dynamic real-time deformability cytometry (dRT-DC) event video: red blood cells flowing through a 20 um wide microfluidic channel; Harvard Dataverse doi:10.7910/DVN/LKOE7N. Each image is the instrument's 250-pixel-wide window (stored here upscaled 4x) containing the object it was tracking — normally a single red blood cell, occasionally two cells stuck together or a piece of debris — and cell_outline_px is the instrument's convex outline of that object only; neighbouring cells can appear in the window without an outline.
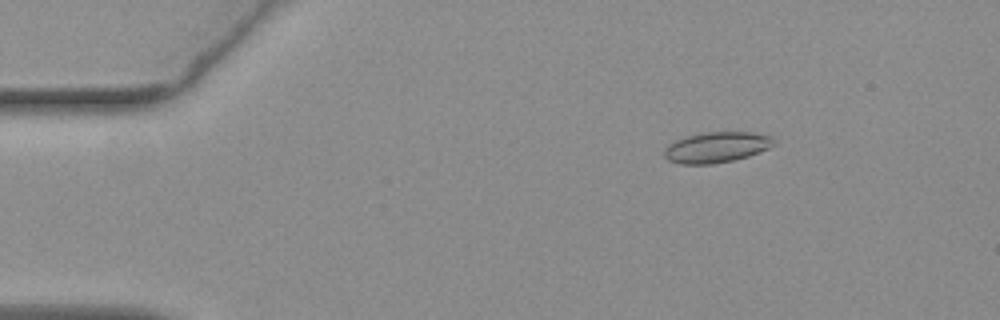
{"species": "common noctule bat (a hibernating species)", "species_latin": "Nyctalus noctula", "temperature_condition": "warm", "stored_images_in_passage": 56, "camera_frame_rate_fps": 3000, "um_per_image_px": 0.085, "animal": {"sex": "female", "body_mass_g": 19.3, "forearm_length_mm": 54.1}, "frame": {"image": 1, "passage_image": 9, "time_ms": 2.667, "image_size_px": [1000, 320], "cell_outline_px": [[776, 144], [768, 148], [748, 156], [732, 160], [712, 164], [680, 164], [668, 160], [664, 156], [664, 148], [668, 144], [684, 136], [700, 132], [752, 132], [772, 136], [776, 140]], "centroid_in_image_um": [60.89, 12.5], "position_along_channel_um": 24.1, "area_um2": 19.77}}
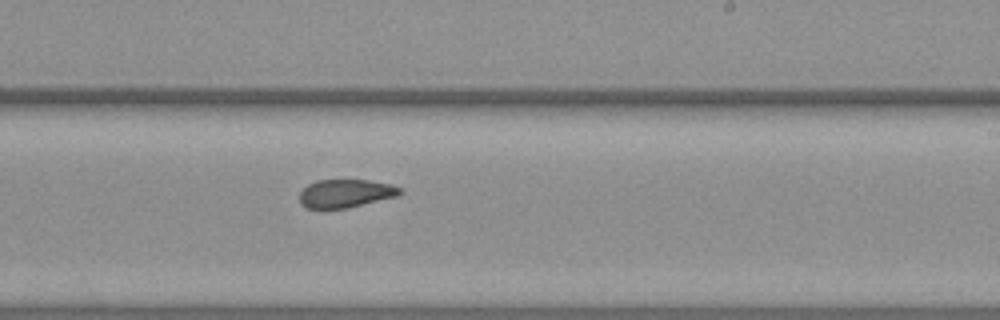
{"frame": {"image": 2, "passage_image": 34, "time_ms": 11.0, "image_size_px": [1000, 320], "cell_outline_px": [[404, 192], [396, 196], [348, 208], [308, 208], [300, 204], [300, 192], [308, 184], [316, 180], [368, 180], [392, 184], [400, 188]], "centroid_in_image_um": [29.38, 16.43], "position_along_channel_um": 259.6, "area_um2": 16.47}}
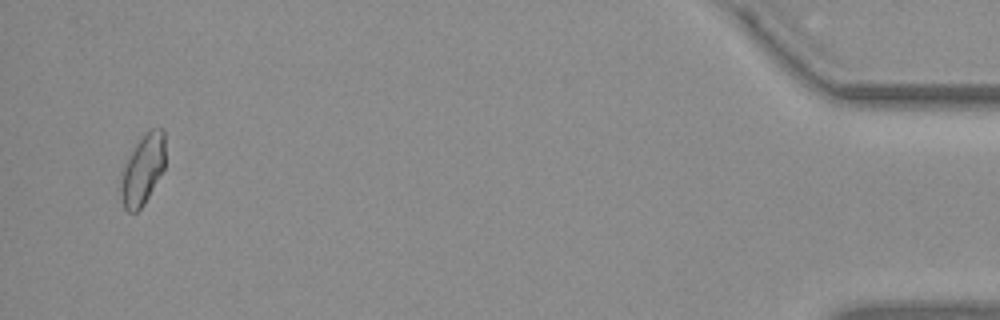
{"frame": {"image": 3, "passage_image": 54, "time_ms": 17.667, "image_size_px": [1000, 320], "cell_outline_px": [[164, 168], [144, 204], [136, 212], [128, 212], [124, 208], [120, 196], [120, 172], [124, 160], [144, 132], [148, 128], [164, 128]], "centroid_in_image_um": [12.08, 14.38], "position_along_channel_um": 423.1, "area_um2": 18.61}, "authors_computed_cell_mechanics": {"area_um2": 17.9758, "velocity_mm_per_s": 3.7477, "shape_relaxation_time_tau1_ms": null, "shape_relaxation_time_tau2_ms": 1.9675, "deformation_change_tau1": null, "deformation_change_tau2": 0.0769}}